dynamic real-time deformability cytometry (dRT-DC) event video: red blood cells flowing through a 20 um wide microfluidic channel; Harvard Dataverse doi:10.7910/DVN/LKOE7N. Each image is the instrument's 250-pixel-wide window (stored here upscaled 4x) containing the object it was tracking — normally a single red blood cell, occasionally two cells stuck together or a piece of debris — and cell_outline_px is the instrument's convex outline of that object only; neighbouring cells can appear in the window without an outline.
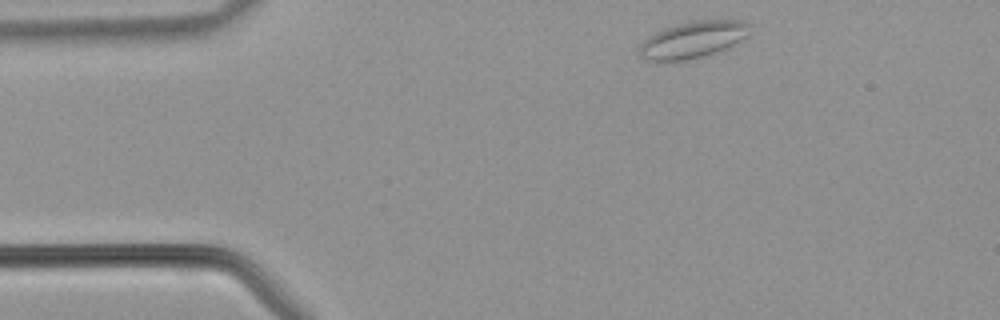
{"species": "common noctule bat (a hibernating species)", "species_latin": "Nyctalus noctula", "temperature_condition": "warm", "stored_images_in_passage": 36, "camera_frame_rate_fps": 3000, "um_per_image_px": 0.085, "animal": {"sex": "male", "body_mass_g": 21.5, "forearm_length_mm": 52.0}, "frame": {"image": 1, "passage_image": 1, "time_ms": 0.0, "image_size_px": [1000, 320], "cell_outline_px": [[752, 24], [744, 36], [732, 44], [716, 52], [684, 60], [644, 60], [640, 56], [640, 44], [648, 36], [664, 28], [696, 20], [740, 20]], "centroid_in_image_um": [58.86, 3.36], "position_along_channel_um": 26.1, "area_um2": 22.89}}
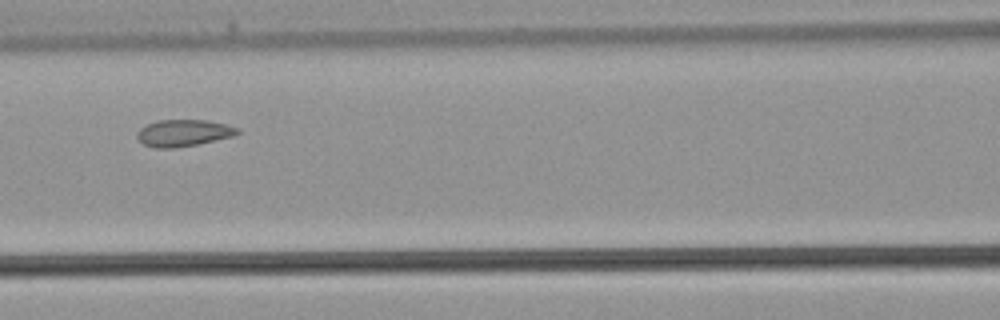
{"frame": {"image": 2, "passage_image": 12, "time_ms": 3.667, "image_size_px": [1000, 320], "cell_outline_px": [[240, 132], [232, 136], [200, 144], [176, 148], [152, 148], [144, 144], [136, 136], [136, 132], [140, 128], [148, 124], [160, 120], [208, 120], [228, 124], [240, 128]], "centroid_in_image_um": [15.62, 11.3], "position_along_channel_um": 151.0, "area_um2": 15.84}}
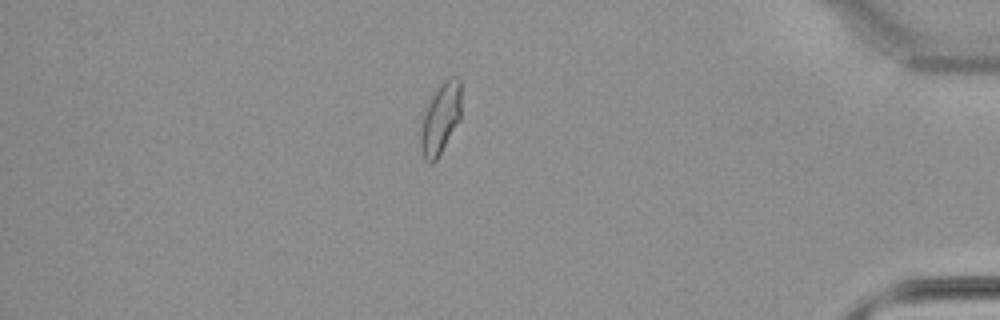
{"frame": {"image": 3, "passage_image": 30, "time_ms": 9.667, "image_size_px": [1000, 320], "cell_outline_px": [[460, 120], [436, 160], [432, 164], [424, 160], [420, 148], [420, 128], [424, 112], [436, 88], [448, 76], [456, 76], [460, 80]], "centroid_in_image_um": [37.42, 10.08], "position_along_channel_um": 397.8, "area_um2": 16.88}}